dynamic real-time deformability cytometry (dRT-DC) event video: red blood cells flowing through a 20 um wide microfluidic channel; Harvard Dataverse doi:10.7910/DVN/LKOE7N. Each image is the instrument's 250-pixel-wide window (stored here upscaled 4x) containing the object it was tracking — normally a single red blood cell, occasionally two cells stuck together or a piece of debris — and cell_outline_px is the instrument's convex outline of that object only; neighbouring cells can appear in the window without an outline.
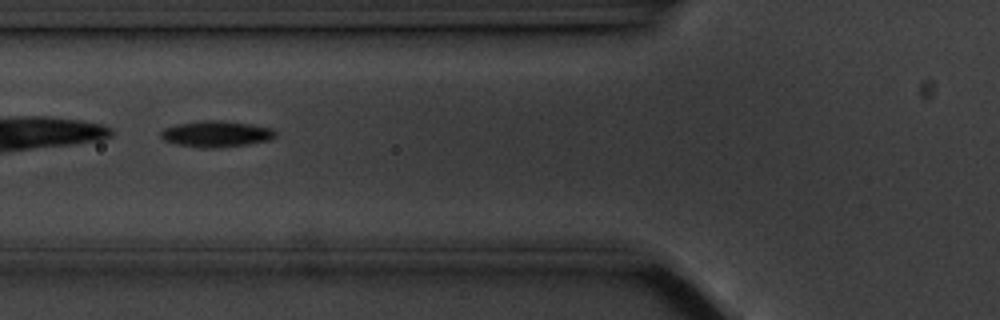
{"species": "common noctule bat (a hibernating species)", "species_latin": "Nyctalus noctula", "temperature_condition": "cold", "stored_images_in_passage": 55, "camera_frame_rate_fps": 3000, "um_per_image_px": 0.085, "animal": {"sex": "male", "body_mass_g": 20.1, "forearm_length_mm": 53.5}, "frame": {"image": 1, "passage_image": 21, "time_ms": 6.667, "image_size_px": [1000, 320], "cell_outline_px": [[276, 136], [272, 140], [244, 144], [212, 148], [204, 148], [176, 144], [164, 140], [160, 136], [160, 132], [164, 128], [176, 124], [200, 120], [224, 120], [252, 124], [272, 128], [276, 132]], "centroid_in_image_um": [18.38, 11.36], "position_along_channel_um": 107.4, "area_um2": 17.57}, "authors_computed_cell_mechanics": {"area_um2": 18.1492, "velocity_mm_per_s": 3.532, "shape_relaxation_time_tau1_ms": 2.5028, "shape_relaxation_time_tau2_ms": 7.0651, "deformation_change_tau1": 0.1251, "deformation_change_tau2": 0.1373}}